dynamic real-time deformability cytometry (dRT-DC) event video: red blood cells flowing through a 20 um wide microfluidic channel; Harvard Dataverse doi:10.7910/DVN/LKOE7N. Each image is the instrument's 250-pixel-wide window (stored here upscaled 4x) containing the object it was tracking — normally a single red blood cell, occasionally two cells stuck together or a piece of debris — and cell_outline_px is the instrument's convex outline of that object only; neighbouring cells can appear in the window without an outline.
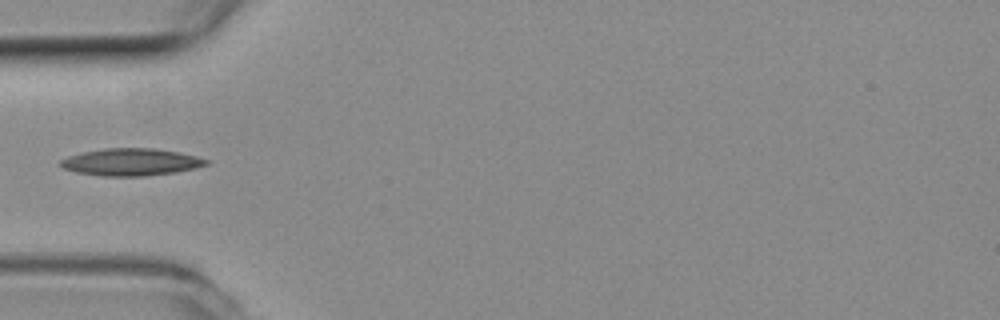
{"species": "common noctule bat (a hibernating species)", "species_latin": "Nyctalus noctula", "temperature_condition": "room temperature", "stored_images_in_passage": 37, "camera_frame_rate_fps": 3000, "um_per_image_px": 0.085, "animal": {"sex": "female", "body_mass_g": 19.3, "forearm_length_mm": 54.1}, "frame": {"image": 1, "passage_image": 1, "time_ms": 0.0, "image_size_px": [1000, 320], "cell_outline_px": [[208, 164], [196, 168], [176, 172], [144, 176], [104, 176], [76, 172], [64, 168], [56, 164], [60, 160], [68, 156], [84, 152], [104, 148], [152, 148], [180, 152], [196, 156], [208, 160]], "centroid_in_image_um": [11.12, 13.77], "position_along_channel_um": 73.9, "area_um2": 23.12}}
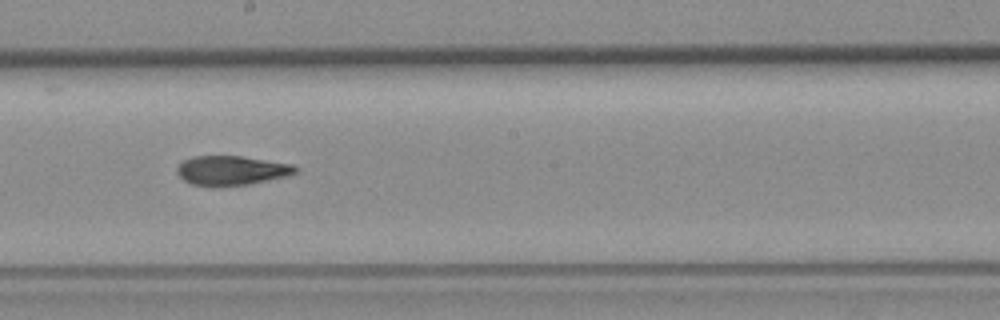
{"frame": {"image": 2, "passage_image": 13, "time_ms": 4.0, "image_size_px": [1000, 320], "cell_outline_px": [[300, 168], [296, 172], [288, 176], [248, 184], [220, 188], [216, 188], [192, 184], [184, 180], [176, 172], [176, 168], [184, 160], [192, 156], [240, 156], [292, 164]], "centroid_in_image_um": [19.66, 14.51], "position_along_channel_um": 228.5, "area_um2": 20.58}}
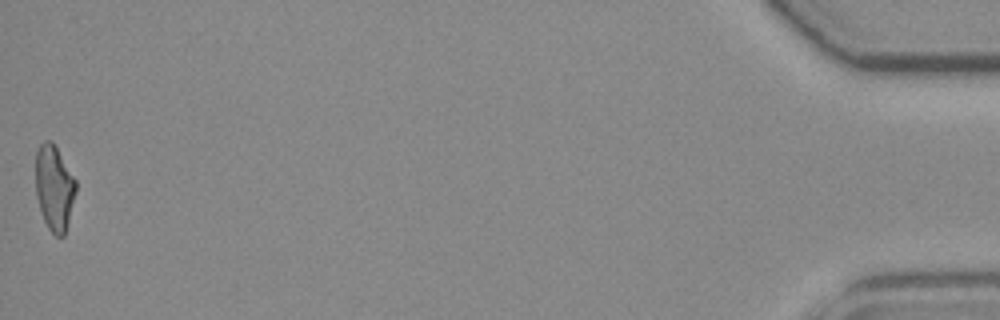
{"frame": {"image": 3, "passage_image": 37, "time_ms": 12.0, "image_size_px": [1000, 320], "cell_outline_px": [[76, 192], [64, 236], [56, 236], [48, 228], [44, 220], [36, 196], [36, 152], [40, 144], [44, 140], [52, 140], [76, 180]], "centroid_in_image_um": [4.61, 15.94], "position_along_channel_um": 430.6, "area_um2": 19.88}}